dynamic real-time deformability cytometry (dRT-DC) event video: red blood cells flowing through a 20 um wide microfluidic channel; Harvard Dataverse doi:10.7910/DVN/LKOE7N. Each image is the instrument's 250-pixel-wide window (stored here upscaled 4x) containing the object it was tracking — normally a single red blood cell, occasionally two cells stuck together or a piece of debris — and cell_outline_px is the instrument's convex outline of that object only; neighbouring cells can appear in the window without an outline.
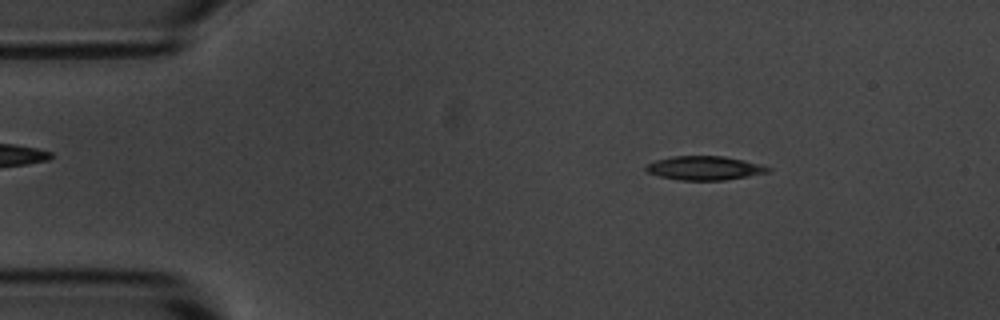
{"species": "common noctule bat (a hibernating species)", "species_latin": "Nyctalus noctula", "temperature_condition": "room temperature", "stored_images_in_passage": 4, "camera_frame_rate_fps": 3000, "um_per_image_px": 0.085, "animal": {"sex": "male", "body_mass_g": 20.1, "forearm_length_mm": 53.5}, "frame": {"image": 1, "passage_image": 2, "time_ms": 1.0, "image_size_px": [1000, 320], "cell_outline_px": [[772, 168], [768, 172], [748, 176], [724, 180], [680, 180], [660, 176], [648, 172], [644, 168], [648, 164], [656, 160], [672, 156], [724, 156], [744, 160], [760, 164]], "centroid_in_image_um": [59.89, 14.28], "position_along_channel_um": 25.1, "area_um2": 16.88}}